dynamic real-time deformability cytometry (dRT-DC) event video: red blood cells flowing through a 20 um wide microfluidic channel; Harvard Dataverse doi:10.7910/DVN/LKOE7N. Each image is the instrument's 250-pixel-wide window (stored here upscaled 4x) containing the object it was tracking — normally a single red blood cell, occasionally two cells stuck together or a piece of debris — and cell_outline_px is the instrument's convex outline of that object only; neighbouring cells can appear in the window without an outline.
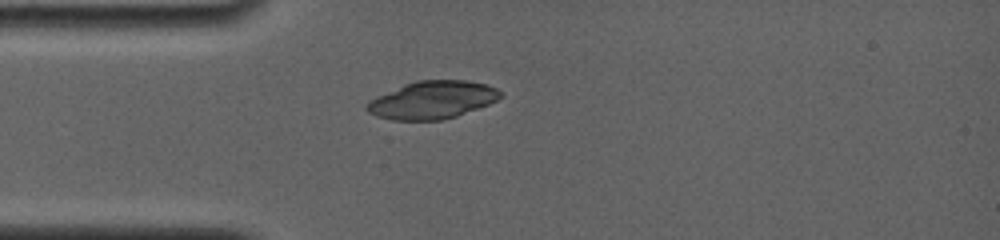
{"species": "common noctule bat (a hibernating species)", "species_latin": "Nyctalus noctula", "temperature_condition": "room temperature", "stored_images_in_passage": 29, "camera_frame_rate_fps": 4000, "um_per_image_px": 0.085, "animal": {"sex": "female", "body_mass_g": 19.0, "forearm_length_mm": 56.7}, "frame": {"image": 1, "passage_image": 1, "time_ms": 0.0, "image_size_px": [1000, 240], "cell_outline_px": [[504, 96], [488, 104], [456, 116], [444, 120], [392, 120], [376, 116], [368, 112], [364, 108], [364, 104], [368, 100], [376, 96], [404, 84], [416, 80], [468, 80], [488, 84], [504, 92]], "centroid_in_image_um": [36.73, 8.49], "position_along_channel_um": 48.3, "area_um2": 29.71}}
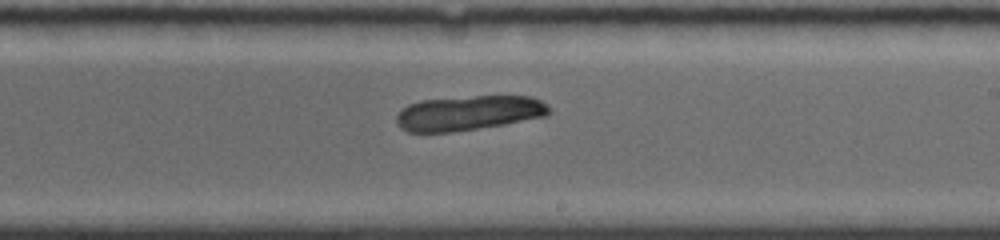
{"frame": {"image": 2, "passage_image": 13, "time_ms": 5.5, "image_size_px": [1000, 240], "cell_outline_px": [[552, 112], [544, 116], [504, 124], [452, 132], [408, 132], [400, 128], [396, 124], [396, 116], [408, 104], [420, 100], [476, 96], [532, 96], [540, 100], [552, 108]], "centroid_in_image_um": [39.84, 9.6], "position_along_channel_um": 249.2, "area_um2": 30.92}}
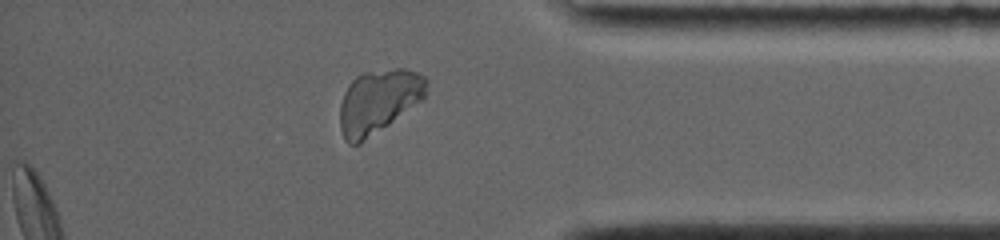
{"frame": {"image": 3, "passage_image": 25, "time_ms": 9.75, "image_size_px": [1000, 240], "cell_outline_px": [[428, 84], [424, 96], [420, 100], [388, 124], [360, 144], [348, 144], [344, 140], [340, 128], [340, 104], [344, 92], [348, 84], [356, 76], [364, 72], [396, 68], [404, 68], [416, 72], [424, 76], [428, 80]], "centroid_in_image_um": [32.14, 8.6], "position_along_channel_um": 403.1, "area_um2": 31.91}}